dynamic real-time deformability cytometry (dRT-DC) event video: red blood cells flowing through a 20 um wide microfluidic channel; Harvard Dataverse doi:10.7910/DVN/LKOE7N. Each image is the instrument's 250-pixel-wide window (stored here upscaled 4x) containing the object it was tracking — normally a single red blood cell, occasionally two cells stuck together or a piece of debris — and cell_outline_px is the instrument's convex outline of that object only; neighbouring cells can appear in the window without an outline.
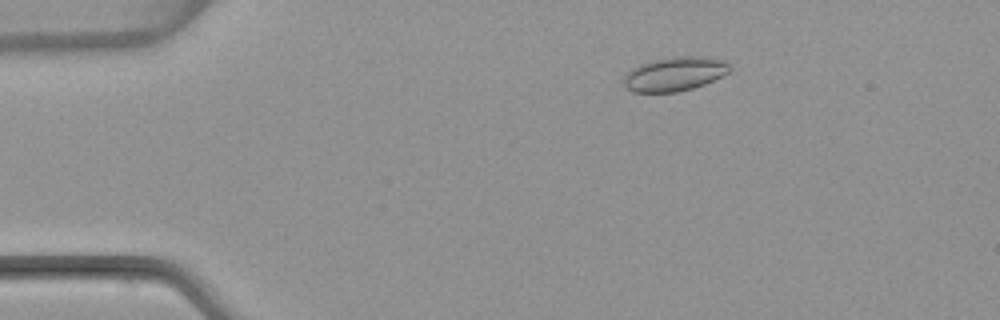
{"species": "common noctule bat (a hibernating species)", "species_latin": "Nyctalus noctula", "temperature_condition": "warm", "stored_images_in_passage": 49, "camera_frame_rate_fps": 3000, "um_per_image_px": 0.085, "animal": {"sex": "female", "body_mass_g": 22.7, "forearm_length_mm": 54.2}, "frame": {"image": 1, "passage_image": 6, "time_ms": 1.667, "image_size_px": [1000, 320], "cell_outline_px": [[732, 68], [728, 72], [704, 84], [692, 88], [676, 92], [632, 92], [624, 88], [624, 76], [632, 68], [640, 64], [656, 60], [684, 56], [700, 56], [724, 60]], "centroid_in_image_um": [57.32, 6.3], "position_along_channel_um": 27.7, "area_um2": 20.75}}
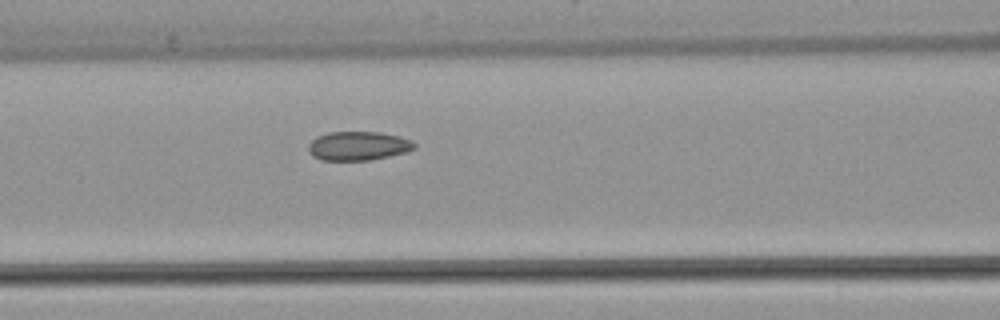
{"frame": {"image": 2, "passage_image": 19, "time_ms": 6.0, "image_size_px": [1000, 320], "cell_outline_px": [[416, 148], [408, 152], [372, 160], [320, 160], [312, 156], [308, 152], [308, 144], [316, 136], [328, 132], [380, 132], [400, 136], [416, 144]], "centroid_in_image_um": [30.43, 12.41], "position_along_channel_um": 136.2, "area_um2": 18.09}}
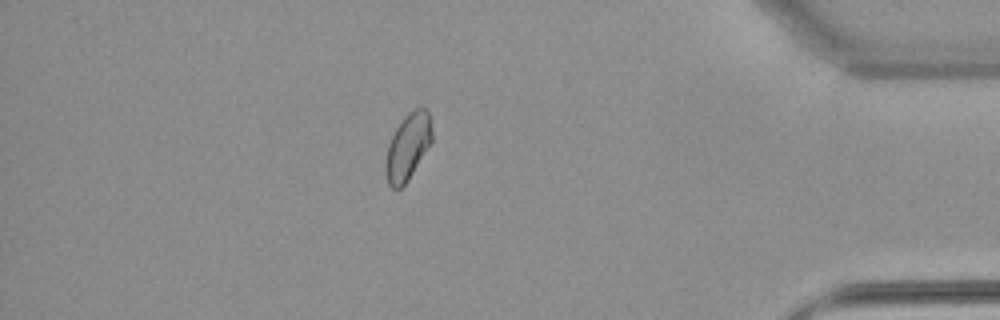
{"frame": {"image": 3, "passage_image": 42, "time_ms": 13.667, "image_size_px": [1000, 320], "cell_outline_px": [[432, 140], [408, 180], [400, 188], [392, 188], [388, 184], [384, 172], [384, 164], [388, 144], [396, 128], [404, 116], [408, 112], [416, 108], [424, 108], [428, 112], [432, 132]], "centroid_in_image_um": [34.63, 12.49], "position_along_channel_um": 400.6, "area_um2": 17.8}, "authors_computed_cell_mechanics": {"area_um2": 18.2648, "velocity_mm_per_s": 3.9615, "shape_relaxation_time_tau1_ms": null, "shape_relaxation_time_tau2_ms": 2.3092, "deformation_change_tau1": null, "deformation_change_tau2": 0.0459}}